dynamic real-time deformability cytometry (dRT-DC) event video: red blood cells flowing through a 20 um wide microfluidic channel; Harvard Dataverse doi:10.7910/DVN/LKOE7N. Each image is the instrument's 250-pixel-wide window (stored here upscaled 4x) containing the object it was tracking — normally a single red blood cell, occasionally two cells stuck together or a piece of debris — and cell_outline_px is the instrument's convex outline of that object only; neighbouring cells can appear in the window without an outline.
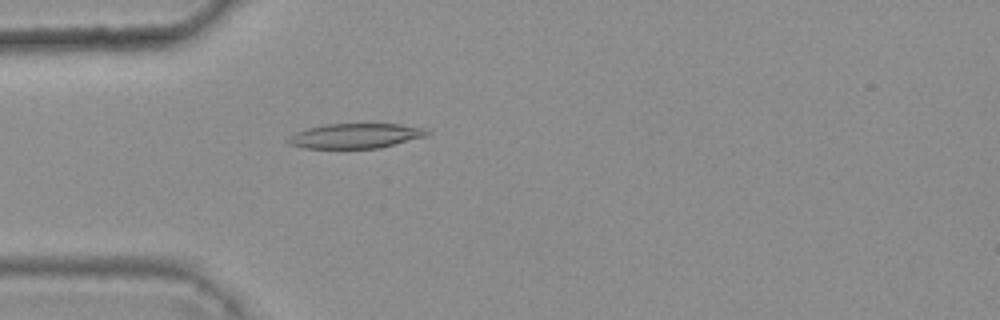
{"species": "common noctule bat (a hibernating species)", "species_latin": "Nyctalus noctula", "temperature_condition": "warm", "stored_images_in_passage": 4, "camera_frame_rate_fps": 3000, "um_per_image_px": 0.085, "animal": {"sex": "female", "body_mass_g": 25.1}, "frame": {"image": 1, "passage_image": 4, "time_ms": 1.0, "image_size_px": [1000, 320], "cell_outline_px": [[432, 132], [424, 136], [380, 148], [304, 148], [288, 144], [284, 140], [288, 136], [304, 128], [324, 124], [400, 124], [424, 128]], "centroid_in_image_um": [30.13, 11.54], "position_along_channel_um": 54.9, "area_um2": 20.23}}